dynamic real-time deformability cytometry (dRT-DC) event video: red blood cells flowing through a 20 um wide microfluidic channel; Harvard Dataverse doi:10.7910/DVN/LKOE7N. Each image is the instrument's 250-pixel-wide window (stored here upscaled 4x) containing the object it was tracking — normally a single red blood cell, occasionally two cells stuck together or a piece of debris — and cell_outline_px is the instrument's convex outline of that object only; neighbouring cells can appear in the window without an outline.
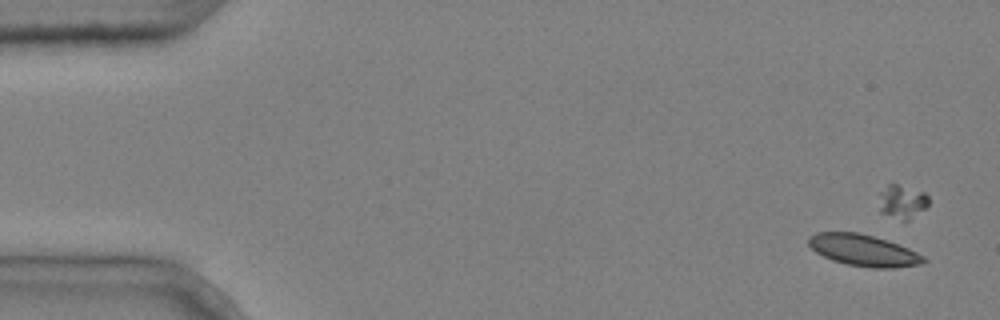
{"species": "common noctule bat (a hibernating species)", "species_latin": "Nyctalus noctula", "temperature_condition": "cold", "stored_images_in_passage": 7, "camera_frame_rate_fps": 3000, "um_per_image_px": 0.085, "animal": {"sex": "male", "body_mass_g": 20.4}, "frame": {"image": 1, "passage_image": 1, "time_ms": 0.0, "image_size_px": [1000, 320], "cell_outline_px": [[928, 260], [920, 264], [892, 268], [872, 268], [848, 264], [832, 260], [816, 252], [808, 244], [808, 236], [816, 232], [856, 232], [888, 240], [908, 248], [924, 256]], "centroid_in_image_um": [73.39, 21.27], "position_along_channel_um": 11.6, "area_um2": 21.04}}